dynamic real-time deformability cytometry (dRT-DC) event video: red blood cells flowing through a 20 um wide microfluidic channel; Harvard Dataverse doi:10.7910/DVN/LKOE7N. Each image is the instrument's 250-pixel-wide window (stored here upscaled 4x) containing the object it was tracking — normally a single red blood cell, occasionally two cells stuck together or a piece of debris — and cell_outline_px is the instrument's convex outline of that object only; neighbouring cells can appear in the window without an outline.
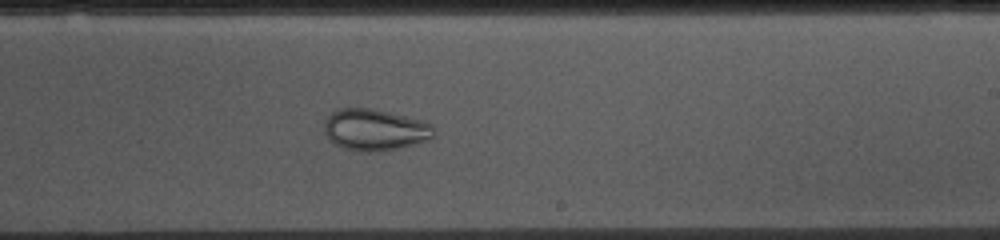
{"species": "common noctule bat (a hibernating species)", "species_latin": "Nyctalus noctula", "temperature_condition": "cold", "stored_images_in_passage": 54, "camera_frame_rate_fps": 3000, "um_per_image_px": 0.085, "animal": {"sex": "female", "body_mass_g": 10.0, "forearm_length_mm": 53.1}, "frame": {"image": 1, "passage_image": 31, "time_ms": 10.0, "image_size_px": [1000, 240], "cell_outline_px": [[432, 136], [428, 140], [416, 144], [376, 152], [360, 152], [340, 148], [324, 132], [324, 120], [336, 108], [372, 108], [424, 120], [432, 124]], "centroid_in_image_um": [31.84, 11.02], "position_along_channel_um": 257.2, "area_um2": 26.65}}
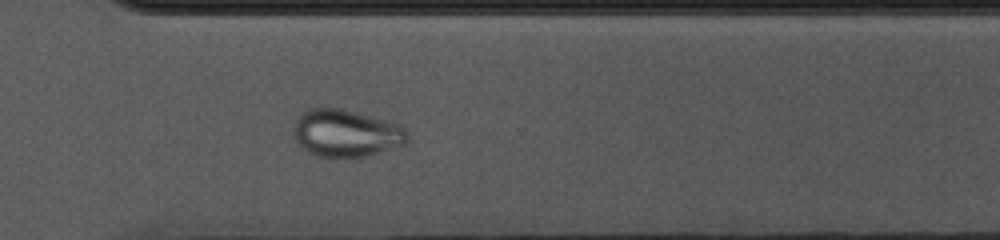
{"frame": {"image": 2, "passage_image": 38, "time_ms": 12.333, "image_size_px": [1000, 240], "cell_outline_px": [[408, 136], [404, 144], [364, 156], [320, 156], [304, 148], [296, 140], [296, 120], [308, 108], [340, 108], [388, 120], [400, 124], [404, 128]], "centroid_in_image_um": [29.46, 11.29], "position_along_channel_um": 341.1, "area_um2": 30.46}}
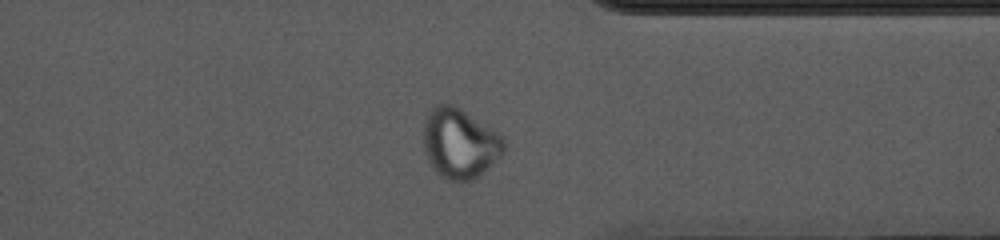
{"frame": {"image": 3, "passage_image": 41, "time_ms": 13.333, "image_size_px": [1000, 240], "cell_outline_px": [[504, 152], [480, 176], [472, 180], [448, 180], [440, 176], [432, 168], [424, 152], [424, 120], [432, 108], [436, 104], [456, 104], [504, 136]], "centroid_in_image_um": [39.08, 12.17], "position_along_channel_um": 372.3, "area_um2": 33.12}}